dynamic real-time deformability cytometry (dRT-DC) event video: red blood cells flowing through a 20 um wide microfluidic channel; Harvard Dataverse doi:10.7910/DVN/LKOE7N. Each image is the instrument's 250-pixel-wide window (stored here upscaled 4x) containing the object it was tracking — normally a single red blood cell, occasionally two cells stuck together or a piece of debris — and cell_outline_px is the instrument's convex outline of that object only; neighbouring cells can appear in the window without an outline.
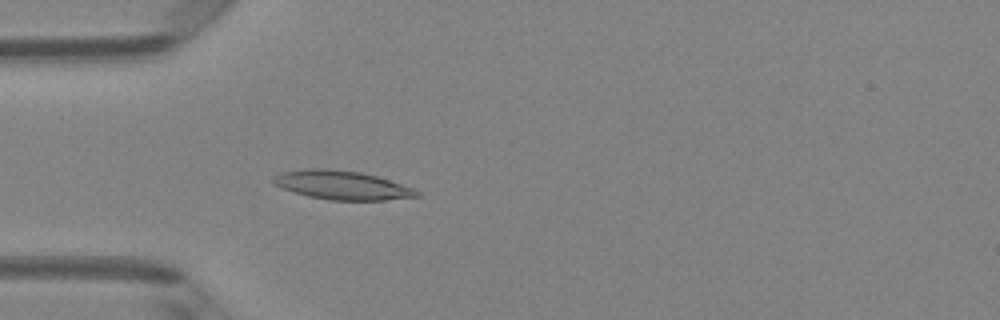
{"species": "Egyptian fruit bat (a non-hibernating species)", "species_latin": "Rousettus aegyptiacus", "temperature_condition": "room temperature", "stored_images_in_passage": 4, "camera_frame_rate_fps": 3000, "um_per_image_px": 0.085, "animal": {"sex": "female"}, "frame": {"image": 1, "passage_image": 4, "time_ms": 1.0, "image_size_px": [1000, 320], "cell_outline_px": [[420, 196], [384, 200], [328, 200], [308, 196], [280, 188], [272, 184], [272, 176], [280, 172], [312, 168], [320, 168], [360, 172], [376, 176], [412, 188], [420, 192]], "centroid_in_image_um": [28.99, 15.74], "position_along_channel_um": 56.0, "area_um2": 23.99}}